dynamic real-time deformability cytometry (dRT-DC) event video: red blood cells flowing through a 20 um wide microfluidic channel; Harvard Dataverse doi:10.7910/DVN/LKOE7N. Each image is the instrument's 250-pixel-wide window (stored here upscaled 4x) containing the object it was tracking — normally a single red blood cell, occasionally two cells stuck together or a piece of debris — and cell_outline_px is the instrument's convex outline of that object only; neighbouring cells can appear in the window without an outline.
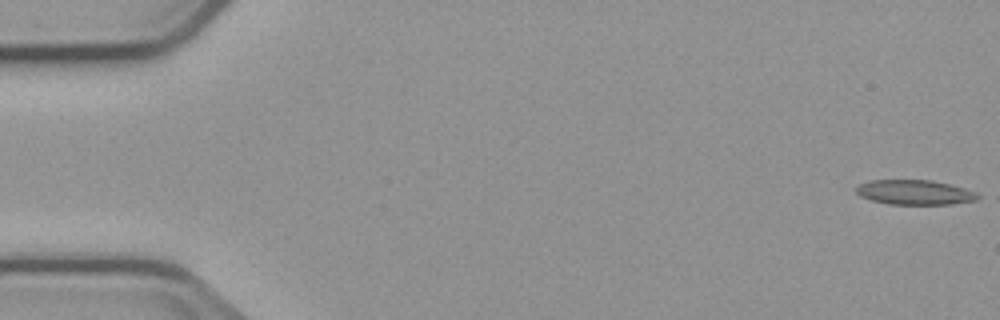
{"species": "common noctule bat (a hibernating species)", "species_latin": "Nyctalus noctula", "temperature_condition": "cold", "stored_images_in_passage": 6, "camera_frame_rate_fps": 3000, "um_per_image_px": 0.085, "animal": {"sex": "male", "body_mass_g": 23.1, "forearm_length_mm": 52.7}, "frame": {"image": 1, "passage_image": 1, "time_ms": 0.0, "image_size_px": [1000, 320], "cell_outline_px": [[984, 196], [976, 200], [952, 204], [888, 204], [872, 200], [860, 196], [856, 192], [856, 188], [860, 184], [868, 180], [932, 180], [964, 188], [976, 192]], "centroid_in_image_um": [77.78, 16.35], "position_along_channel_um": 7.2, "area_um2": 17.57}}